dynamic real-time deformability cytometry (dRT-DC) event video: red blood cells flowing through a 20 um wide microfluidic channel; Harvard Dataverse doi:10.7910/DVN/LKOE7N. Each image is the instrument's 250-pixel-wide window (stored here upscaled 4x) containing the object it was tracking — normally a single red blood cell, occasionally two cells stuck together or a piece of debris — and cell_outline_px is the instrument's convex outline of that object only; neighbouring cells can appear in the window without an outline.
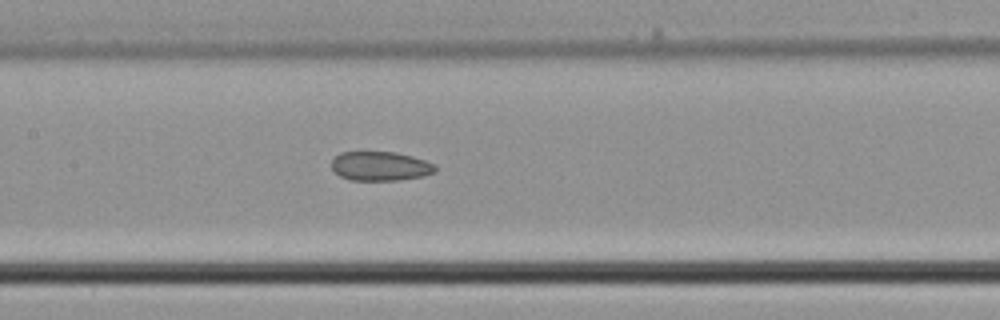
{"species": "common noctule bat (a hibernating species)", "species_latin": "Nyctalus noctula", "temperature_condition": "cold", "stored_images_in_passage": 6, "camera_frame_rate_fps": 3000, "um_per_image_px": 0.085, "animal": {"sex": "male", "body_mass_g": 21.5, "forearm_length_mm": 52.0}, "frame": {"image": 1, "passage_image": 6, "time_ms": 1.667, "image_size_px": [1000, 320], "cell_outline_px": [[436, 172], [420, 176], [400, 180], [348, 180], [340, 176], [332, 168], [332, 160], [340, 152], [396, 152], [412, 156], [424, 160], [432, 164], [436, 168]], "centroid_in_image_um": [32.3, 14.12], "position_along_channel_um": 175.1, "area_um2": 17.51}}